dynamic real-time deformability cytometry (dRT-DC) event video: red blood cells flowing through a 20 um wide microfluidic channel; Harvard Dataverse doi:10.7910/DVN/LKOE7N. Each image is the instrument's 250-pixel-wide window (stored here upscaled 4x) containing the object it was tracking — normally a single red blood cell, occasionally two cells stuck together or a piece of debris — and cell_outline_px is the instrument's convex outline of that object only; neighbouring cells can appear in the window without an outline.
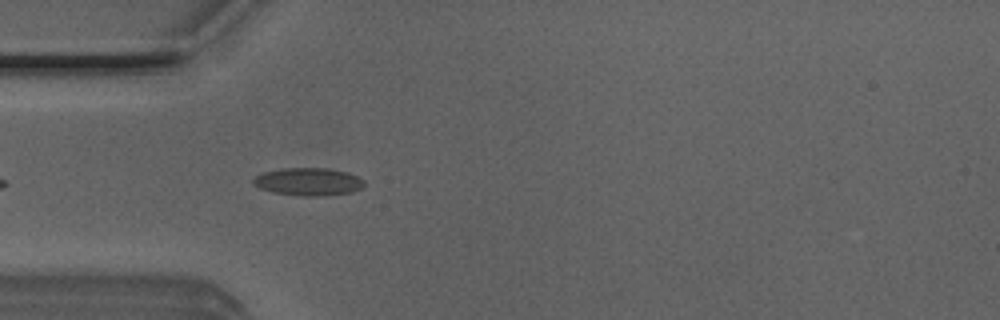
{"species": "Egyptian fruit bat (a non-hibernating species)", "species_latin": "Rousettus aegyptiacus", "temperature_condition": "room temperature", "stored_images_in_passage": 40, "camera_frame_rate_fps": 3000, "um_per_image_px": 0.085, "animal": {"sex": "male"}, "frame": {"image": 1, "passage_image": 4, "time_ms": 1.0, "image_size_px": [1000, 320], "cell_outline_px": [[364, 184], [360, 188], [352, 192], [324, 196], [300, 196], [272, 192], [260, 188], [252, 184], [252, 180], [256, 176], [264, 172], [284, 168], [328, 168], [348, 172], [364, 180]], "centroid_in_image_um": [26.2, 15.45], "position_along_channel_um": 58.8, "area_um2": 17.98}}
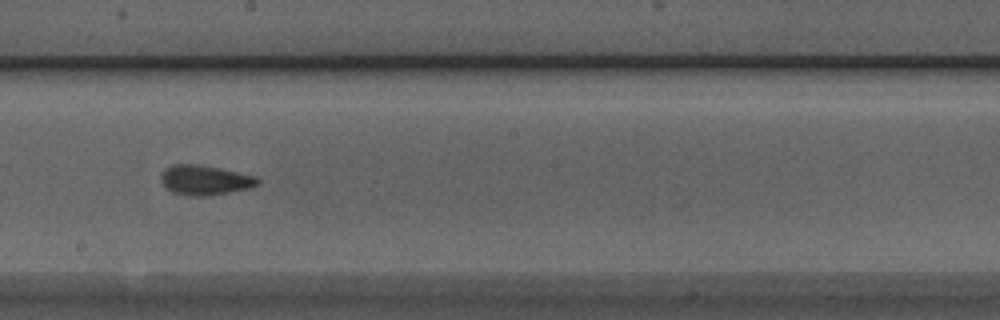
{"frame": {"image": 2, "passage_image": 17, "time_ms": 5.333, "image_size_px": [1000, 320], "cell_outline_px": [[260, 184], [248, 188], [208, 196], [192, 196], [172, 192], [160, 180], [160, 176], [164, 168], [172, 164], [196, 164], [256, 176], [260, 180]], "centroid_in_image_um": [17.39, 15.31], "position_along_channel_um": 230.8, "area_um2": 16.59}}
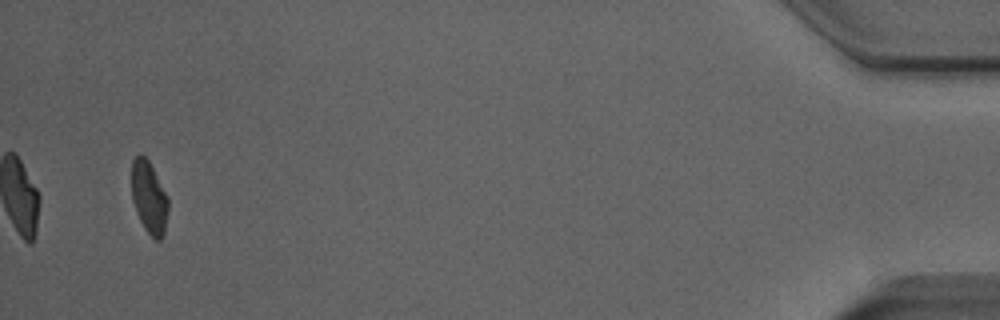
{"frame": {"image": 3, "passage_image": 38, "time_ms": 12.333, "image_size_px": [1000, 320], "cell_outline_px": [[168, 212], [164, 232], [160, 240], [156, 240], [144, 228], [136, 212], [132, 200], [132, 160], [140, 152], [148, 160], [168, 196]], "centroid_in_image_um": [12.67, 16.77], "position_along_channel_um": 422.5, "area_um2": 15.37}, "authors_computed_cell_mechanics": {"area_um2": 16.3574, "velocity_mm_per_s": 4.0192, "shape_relaxation_time_tau1_ms": 6.6836, "shape_relaxation_time_tau2_ms": 1.7137, "deformation_change_tau1": 0.1371, "deformation_change_tau2": 0.0747}}